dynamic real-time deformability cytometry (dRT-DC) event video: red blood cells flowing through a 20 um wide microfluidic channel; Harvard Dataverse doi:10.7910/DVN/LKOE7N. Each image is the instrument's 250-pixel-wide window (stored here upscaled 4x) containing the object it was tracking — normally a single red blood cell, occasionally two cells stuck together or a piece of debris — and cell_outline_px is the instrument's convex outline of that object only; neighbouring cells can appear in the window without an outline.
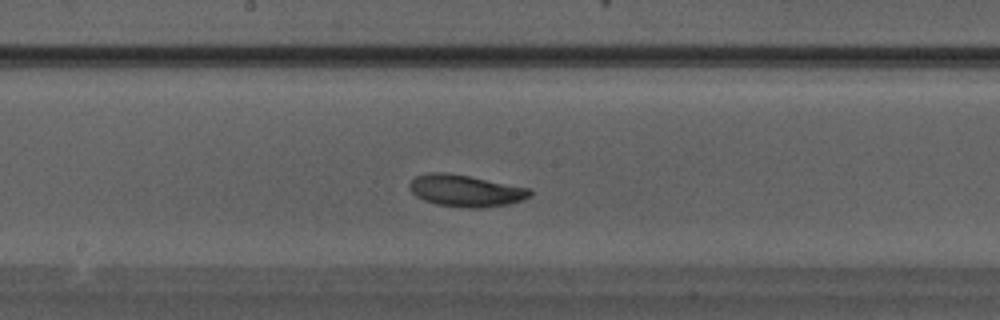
{"species": "Egyptian fruit bat (a non-hibernating species)", "species_latin": "Rousettus aegyptiacus", "temperature_condition": "warm", "stored_images_in_passage": 27, "camera_frame_rate_fps": 3000, "um_per_image_px": 0.085, "animal": {"sex": "male"}, "frame": {"image": 1, "passage_image": 12, "time_ms": 3.667, "image_size_px": [1000, 320], "cell_outline_px": [[532, 192], [528, 196], [520, 200], [508, 204], [484, 208], [468, 208], [436, 204], [424, 200], [416, 196], [408, 188], [408, 184], [416, 176], [428, 172], [448, 172], [532, 188]], "centroid_in_image_um": [39.56, 16.2], "position_along_channel_um": 208.6, "area_um2": 22.43}}
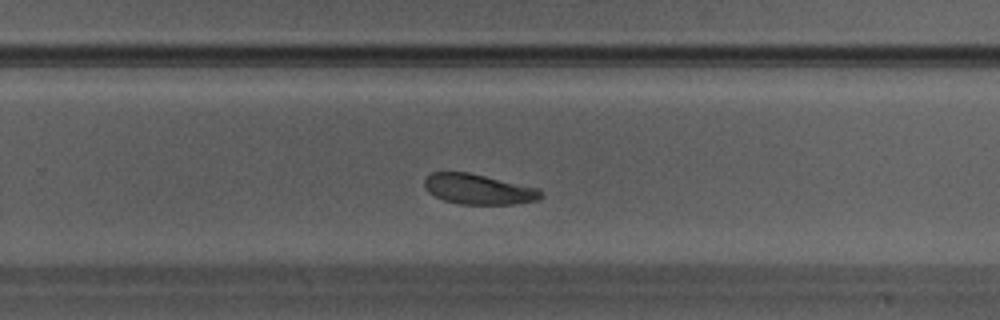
{"frame": {"image": 2, "passage_image": 16, "time_ms": 5.0, "image_size_px": [1000, 320], "cell_outline_px": [[544, 196], [540, 200], [512, 204], [460, 204], [444, 200], [428, 192], [424, 188], [424, 180], [432, 172], [468, 172], [540, 188], [544, 192]], "centroid_in_image_um": [40.72, 16.08], "position_along_channel_um": 289.1, "area_um2": 20.69}}